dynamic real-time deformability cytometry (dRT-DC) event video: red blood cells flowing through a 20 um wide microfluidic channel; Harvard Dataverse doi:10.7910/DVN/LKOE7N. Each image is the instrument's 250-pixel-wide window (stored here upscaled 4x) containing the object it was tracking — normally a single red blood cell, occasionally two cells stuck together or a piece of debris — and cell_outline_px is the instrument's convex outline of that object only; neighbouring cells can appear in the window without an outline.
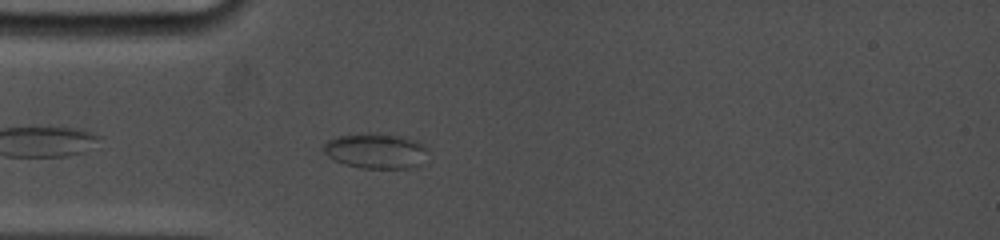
{"species": "common noctule bat (a hibernating species)", "species_latin": "Nyctalus noctula", "temperature_condition": "cold", "stored_images_in_passage": 52, "camera_frame_rate_fps": 5000, "um_per_image_px": 0.085, "animal": {"sex": "female", "body_mass_g": 19.0, "forearm_length_mm": 53.3}, "frame": {"image": 1, "passage_image": 6, "time_ms": 1.4, "image_size_px": [1000, 240], "cell_outline_px": [[428, 144], [420, 164], [408, 168], [364, 168], [344, 164], [328, 156], [324, 152], [324, 144], [328, 140], [336, 136], [368, 132], [380, 132], [404, 136]], "centroid_in_image_um": [31.95, 12.78], "position_along_channel_um": 53.0, "area_um2": 21.62}}
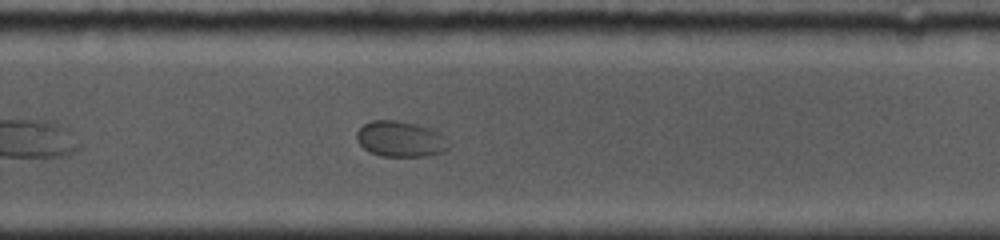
{"frame": {"image": 2, "passage_image": 33, "time_ms": 8.0, "image_size_px": [1000, 240], "cell_outline_px": [[452, 148], [444, 152], [424, 156], [380, 156], [368, 152], [356, 140], [356, 132], [364, 124], [372, 120], [396, 120], [428, 128], [440, 132], [444, 136]], "centroid_in_image_um": [34.04, 11.83], "position_along_channel_um": 295.8, "area_um2": 19.25}}
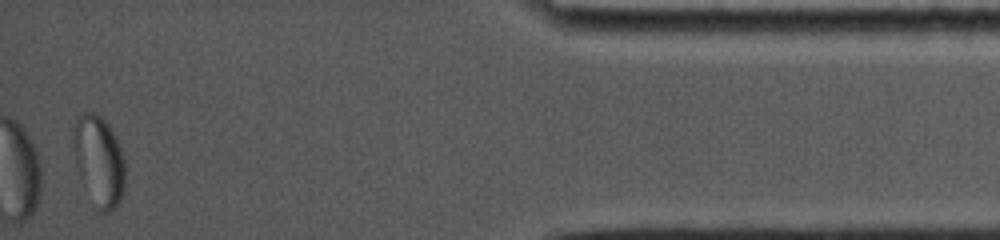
{"frame": {"image": 3, "passage_image": 52, "time_ms": 12.8, "image_size_px": [1000, 240], "cell_outline_px": [[124, 196], [116, 208], [108, 212], [100, 212], [80, 176], [76, 168], [72, 128], [76, 116], [80, 112], [92, 112], [100, 116], [112, 128], [120, 144], [124, 160]], "centroid_in_image_um": [8.42, 13.62], "position_along_channel_um": 426.8, "area_um2": 27.4}}